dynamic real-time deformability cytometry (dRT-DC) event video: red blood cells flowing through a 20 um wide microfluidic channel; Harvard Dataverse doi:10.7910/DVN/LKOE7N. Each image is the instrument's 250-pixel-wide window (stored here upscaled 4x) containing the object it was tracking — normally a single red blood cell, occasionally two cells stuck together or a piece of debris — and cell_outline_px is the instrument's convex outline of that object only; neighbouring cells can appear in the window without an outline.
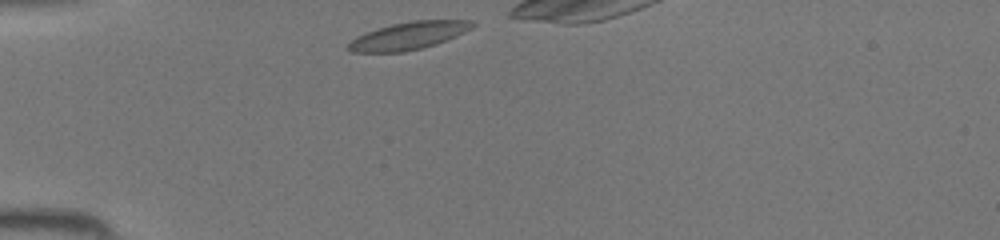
{"species": "common noctule bat (a hibernating species)", "species_latin": "Nyctalus noctula", "temperature_condition": "room temperature", "stored_images_in_passage": 25, "camera_frame_rate_fps": 3000, "um_per_image_px": 0.085, "animal": {"sex": "female", "body_mass_g": 19.5, "forearm_length_mm": 54.1}, "frame": {"image": 1, "passage_image": 1, "time_ms": 0.0, "image_size_px": [1000, 240], "cell_outline_px": [[476, 24], [472, 28], [456, 36], [436, 44], [404, 52], [352, 52], [344, 48], [356, 36], [376, 28], [392, 24], [412, 20], [472, 20]], "centroid_in_image_um": [34.71, 3.03], "position_along_channel_um": 50.3, "area_um2": 20.0}}
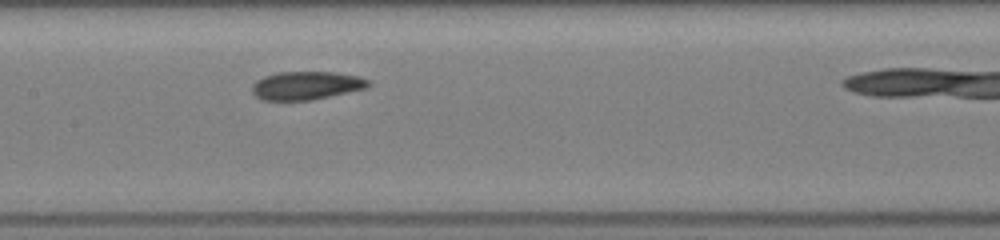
{"frame": {"image": 2, "passage_image": 11, "time_ms": 3.333, "image_size_px": [1000, 240], "cell_outline_px": [[372, 84], [368, 88], [312, 100], [260, 100], [252, 92], [252, 84], [256, 80], [264, 76], [276, 72], [332, 72], [356, 76], [368, 80]], "centroid_in_image_um": [26.02, 7.27], "position_along_channel_um": 181.4, "area_um2": 19.25}}
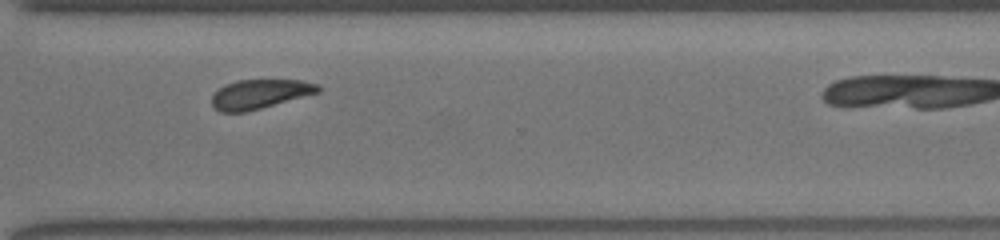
{"frame": {"image": 3, "passage_image": 22, "time_ms": 7.0, "image_size_px": [1000, 240], "cell_outline_px": [[324, 88], [320, 92], [260, 108], [244, 112], [220, 112], [212, 104], [212, 96], [224, 84], [236, 80], [300, 80], [320, 84]], "centroid_in_image_um": [22.13, 7.98], "position_along_channel_um": 348.5, "area_um2": 18.09}}